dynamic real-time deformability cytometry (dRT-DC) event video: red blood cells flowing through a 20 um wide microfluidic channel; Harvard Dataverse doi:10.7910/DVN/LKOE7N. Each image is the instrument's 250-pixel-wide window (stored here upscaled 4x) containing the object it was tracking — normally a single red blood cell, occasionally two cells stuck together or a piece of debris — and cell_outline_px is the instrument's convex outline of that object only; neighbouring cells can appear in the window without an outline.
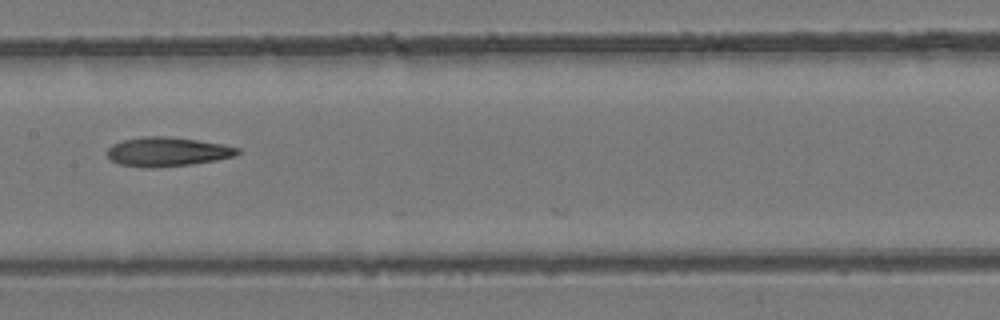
{"species": "common noctule bat (a hibernating species)", "species_latin": "Nyctalus noctula", "temperature_condition": "room temperature", "stored_images_in_passage": 8, "camera_frame_rate_fps": 3000, "um_per_image_px": 0.085, "animal": {"sex": "female", "body_mass_g": 24.6, "forearm_length_mm": 56.2}, "frame": {"image": 1, "passage_image": 7, "time_ms": 2.0, "image_size_px": [1000, 320], "cell_outline_px": [[240, 152], [236, 156], [216, 160], [192, 164], [152, 168], [144, 168], [120, 164], [112, 160], [108, 156], [108, 148], [112, 144], [124, 140], [144, 136], [168, 136], [224, 144], [240, 148]], "centroid_in_image_um": [14.25, 12.9], "position_along_channel_um": 193.1, "area_um2": 22.2}}
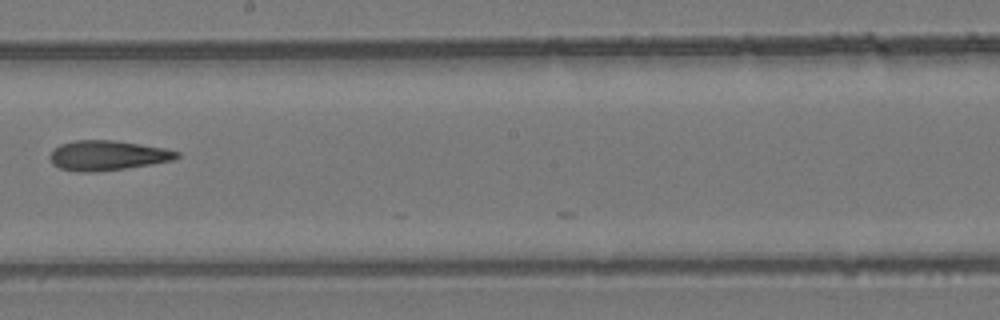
{"frame": {"image": 2, "passage_image": 8, "time_ms": 2.333, "image_size_px": [1000, 320], "cell_outline_px": [[180, 156], [172, 160], [152, 164], [96, 172], [76, 172], [60, 168], [52, 164], [48, 156], [60, 144], [76, 140], [112, 140], [140, 144], [164, 148], [180, 152]], "centroid_in_image_um": [9.11, 13.22], "position_along_channel_um": 239.1, "area_um2": 22.02}}